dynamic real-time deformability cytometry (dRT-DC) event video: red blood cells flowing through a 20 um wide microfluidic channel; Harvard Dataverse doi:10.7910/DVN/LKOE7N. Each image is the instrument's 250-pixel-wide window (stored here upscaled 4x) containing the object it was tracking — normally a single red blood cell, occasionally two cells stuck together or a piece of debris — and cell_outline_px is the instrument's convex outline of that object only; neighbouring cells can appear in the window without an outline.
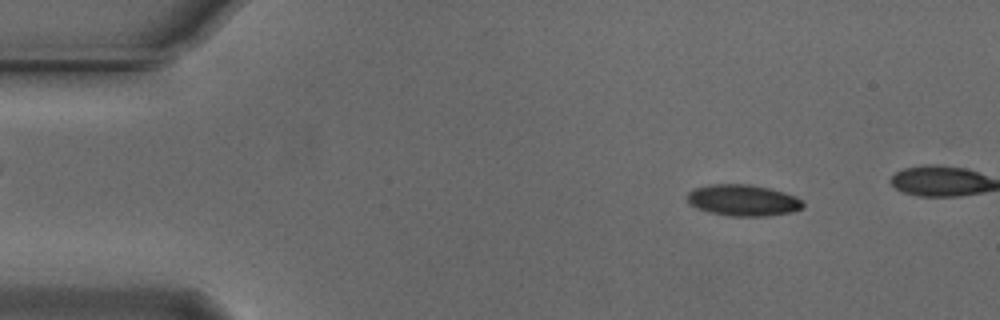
{"species": "Egyptian fruit bat (a non-hibernating species)", "species_latin": "Rousettus aegyptiacus", "temperature_condition": "cold", "stored_images_in_passage": 47, "camera_frame_rate_fps": 3000, "um_per_image_px": 0.085, "animal": {"sex": "male"}, "frame": {"image": 1, "passage_image": 6, "time_ms": 1.667, "image_size_px": [1000, 320], "cell_outline_px": [[804, 208], [792, 212], [764, 216], [728, 216], [708, 212], [696, 208], [688, 204], [688, 192], [692, 188], [708, 184], [752, 184], [772, 188], [796, 196], [804, 204]], "centroid_in_image_um": [63.14, 17.01], "position_along_channel_um": 21.9, "area_um2": 21.5}}
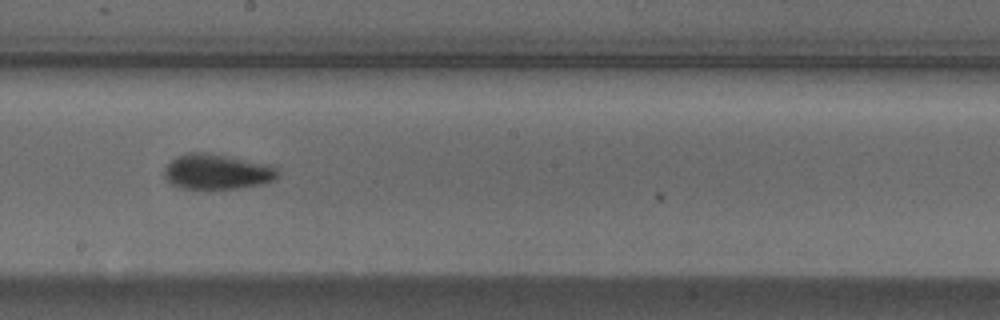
{"frame": {"image": 2, "passage_image": 29, "time_ms": 9.333, "image_size_px": [1000, 320], "cell_outline_px": [[280, 172], [276, 180], [264, 184], [236, 188], [180, 188], [172, 184], [164, 176], [164, 168], [176, 156], [188, 152], [200, 152], [264, 164], [276, 168]], "centroid_in_image_um": [18.43, 14.61], "position_along_channel_um": 229.8, "area_um2": 22.77}}
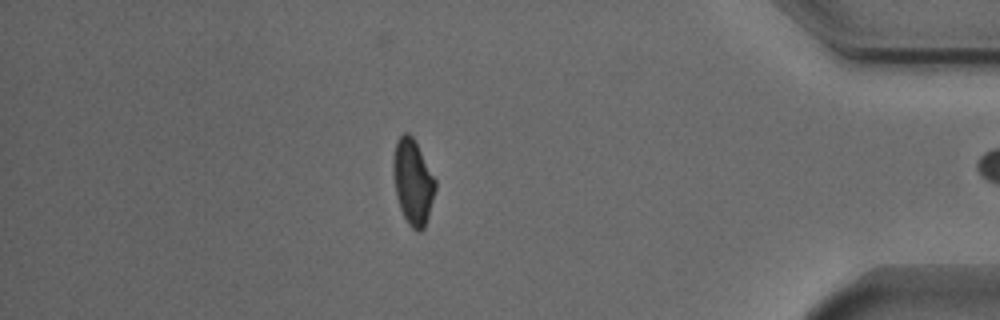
{"frame": {"image": 3, "passage_image": 46, "time_ms": 15.0, "image_size_px": [1000, 320], "cell_outline_px": [[436, 188], [428, 216], [424, 228], [420, 232], [416, 232], [408, 224], [400, 208], [396, 196], [392, 172], [392, 156], [396, 140], [404, 132], [408, 132], [412, 136], [436, 180]], "centroid_in_image_um": [35.06, 15.46], "position_along_channel_um": 400.1, "area_um2": 21.04}}